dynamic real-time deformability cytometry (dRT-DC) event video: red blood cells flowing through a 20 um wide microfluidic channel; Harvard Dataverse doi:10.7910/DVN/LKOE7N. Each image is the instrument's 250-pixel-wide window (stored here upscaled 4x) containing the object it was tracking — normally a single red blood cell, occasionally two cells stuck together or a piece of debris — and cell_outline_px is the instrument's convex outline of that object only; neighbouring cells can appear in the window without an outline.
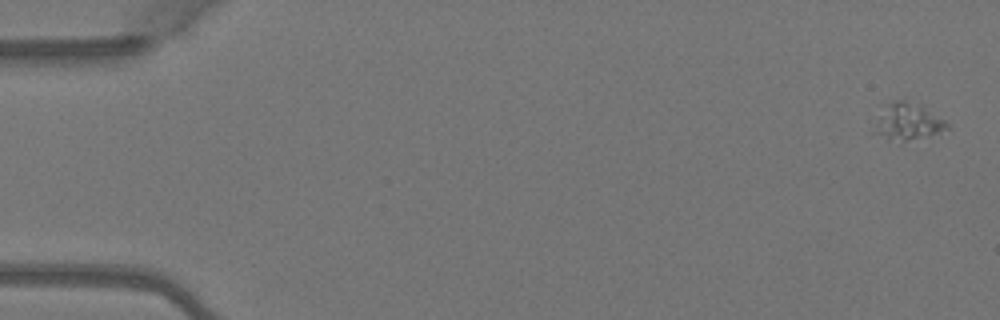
{"species": "Egyptian fruit bat (a non-hibernating species)", "species_latin": "Rousettus aegyptiacus", "temperature_condition": "warm", "stored_images_in_passage": 4, "camera_frame_rate_fps": 3000, "um_per_image_px": 0.085, "animal": {"sex": "female"}, "frame": {"image": 1, "passage_image": 1, "time_ms": 0.0, "image_size_px": [1000, 320], "cell_outline_px": [[948, 128], [940, 132], [900, 144], [888, 140], [872, 132], [880, 116], [888, 104], [896, 100], [904, 100], [920, 104], [944, 120], [948, 124]], "centroid_in_image_um": [77.16, 10.4], "position_along_channel_um": 7.8, "area_um2": 15.49}}
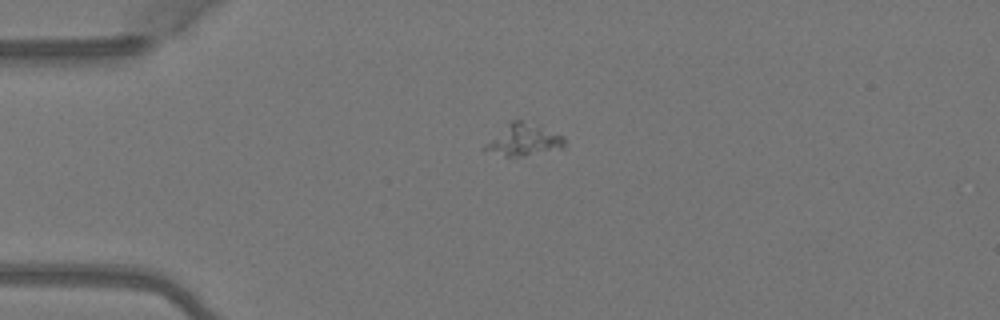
{"frame": {"image": 2, "passage_image": 4, "time_ms": 1.0, "image_size_px": [1000, 320], "cell_outline_px": [[564, 148], [524, 156], [504, 156], [480, 148], [512, 120], [520, 120], [564, 136]], "centroid_in_image_um": [44.5, 11.92], "position_along_channel_um": 40.5, "area_um2": 14.22}}